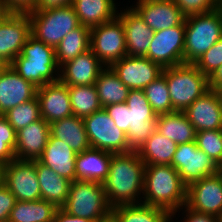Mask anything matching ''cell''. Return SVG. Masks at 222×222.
I'll return each mask as SVG.
<instances>
[{"instance_id":"cell-4","label":"cell","mask_w":222,"mask_h":222,"mask_svg":"<svg viewBox=\"0 0 222 222\" xmlns=\"http://www.w3.org/2000/svg\"><path fill=\"white\" fill-rule=\"evenodd\" d=\"M222 37V7L185 17L184 63L195 64Z\"/></svg>"},{"instance_id":"cell-9","label":"cell","mask_w":222,"mask_h":222,"mask_svg":"<svg viewBox=\"0 0 222 222\" xmlns=\"http://www.w3.org/2000/svg\"><path fill=\"white\" fill-rule=\"evenodd\" d=\"M90 49L105 67H110L126 56V38L122 21L116 17L91 28Z\"/></svg>"},{"instance_id":"cell-26","label":"cell","mask_w":222,"mask_h":222,"mask_svg":"<svg viewBox=\"0 0 222 222\" xmlns=\"http://www.w3.org/2000/svg\"><path fill=\"white\" fill-rule=\"evenodd\" d=\"M41 199L61 208L69 195L71 181L36 160Z\"/></svg>"},{"instance_id":"cell-28","label":"cell","mask_w":222,"mask_h":222,"mask_svg":"<svg viewBox=\"0 0 222 222\" xmlns=\"http://www.w3.org/2000/svg\"><path fill=\"white\" fill-rule=\"evenodd\" d=\"M50 134L69 145L75 153L90 148L83 118L70 116L50 124Z\"/></svg>"},{"instance_id":"cell-13","label":"cell","mask_w":222,"mask_h":222,"mask_svg":"<svg viewBox=\"0 0 222 222\" xmlns=\"http://www.w3.org/2000/svg\"><path fill=\"white\" fill-rule=\"evenodd\" d=\"M171 166L178 171L187 187L206 176L218 173L219 167L197 147L196 141L178 145Z\"/></svg>"},{"instance_id":"cell-50","label":"cell","mask_w":222,"mask_h":222,"mask_svg":"<svg viewBox=\"0 0 222 222\" xmlns=\"http://www.w3.org/2000/svg\"><path fill=\"white\" fill-rule=\"evenodd\" d=\"M218 173L221 175L222 177V163L219 165L218 167Z\"/></svg>"},{"instance_id":"cell-15","label":"cell","mask_w":222,"mask_h":222,"mask_svg":"<svg viewBox=\"0 0 222 222\" xmlns=\"http://www.w3.org/2000/svg\"><path fill=\"white\" fill-rule=\"evenodd\" d=\"M185 206L202 214L222 219V177L219 173L206 176L187 187Z\"/></svg>"},{"instance_id":"cell-40","label":"cell","mask_w":222,"mask_h":222,"mask_svg":"<svg viewBox=\"0 0 222 222\" xmlns=\"http://www.w3.org/2000/svg\"><path fill=\"white\" fill-rule=\"evenodd\" d=\"M222 64V37L194 64L209 77Z\"/></svg>"},{"instance_id":"cell-24","label":"cell","mask_w":222,"mask_h":222,"mask_svg":"<svg viewBox=\"0 0 222 222\" xmlns=\"http://www.w3.org/2000/svg\"><path fill=\"white\" fill-rule=\"evenodd\" d=\"M76 156L77 153L69 145L50 134L47 145L38 161L72 182L75 181Z\"/></svg>"},{"instance_id":"cell-18","label":"cell","mask_w":222,"mask_h":222,"mask_svg":"<svg viewBox=\"0 0 222 222\" xmlns=\"http://www.w3.org/2000/svg\"><path fill=\"white\" fill-rule=\"evenodd\" d=\"M41 118L49 124L73 116L67 85L60 80L37 88Z\"/></svg>"},{"instance_id":"cell-33","label":"cell","mask_w":222,"mask_h":222,"mask_svg":"<svg viewBox=\"0 0 222 222\" xmlns=\"http://www.w3.org/2000/svg\"><path fill=\"white\" fill-rule=\"evenodd\" d=\"M102 107L126 102L129 88L124 85L111 67H105L95 82Z\"/></svg>"},{"instance_id":"cell-7","label":"cell","mask_w":222,"mask_h":222,"mask_svg":"<svg viewBox=\"0 0 222 222\" xmlns=\"http://www.w3.org/2000/svg\"><path fill=\"white\" fill-rule=\"evenodd\" d=\"M31 35L54 48L64 36L80 26L72 5L47 10H30Z\"/></svg>"},{"instance_id":"cell-44","label":"cell","mask_w":222,"mask_h":222,"mask_svg":"<svg viewBox=\"0 0 222 222\" xmlns=\"http://www.w3.org/2000/svg\"><path fill=\"white\" fill-rule=\"evenodd\" d=\"M36 0H0L5 12H28L35 7Z\"/></svg>"},{"instance_id":"cell-45","label":"cell","mask_w":222,"mask_h":222,"mask_svg":"<svg viewBox=\"0 0 222 222\" xmlns=\"http://www.w3.org/2000/svg\"><path fill=\"white\" fill-rule=\"evenodd\" d=\"M183 208L184 210L186 209L184 211V213L186 212V217H184L185 220H183V222H222V219L216 216L194 212L186 206L182 207V209Z\"/></svg>"},{"instance_id":"cell-3","label":"cell","mask_w":222,"mask_h":222,"mask_svg":"<svg viewBox=\"0 0 222 222\" xmlns=\"http://www.w3.org/2000/svg\"><path fill=\"white\" fill-rule=\"evenodd\" d=\"M10 65L23 79L37 88L59 80L60 73L56 63L55 48L32 35L27 38L20 55Z\"/></svg>"},{"instance_id":"cell-36","label":"cell","mask_w":222,"mask_h":222,"mask_svg":"<svg viewBox=\"0 0 222 222\" xmlns=\"http://www.w3.org/2000/svg\"><path fill=\"white\" fill-rule=\"evenodd\" d=\"M143 90L149 104L157 115L174 112L166 77L163 74L148 84Z\"/></svg>"},{"instance_id":"cell-52","label":"cell","mask_w":222,"mask_h":222,"mask_svg":"<svg viewBox=\"0 0 222 222\" xmlns=\"http://www.w3.org/2000/svg\"><path fill=\"white\" fill-rule=\"evenodd\" d=\"M5 13V11L2 9L1 5H0V16Z\"/></svg>"},{"instance_id":"cell-42","label":"cell","mask_w":222,"mask_h":222,"mask_svg":"<svg viewBox=\"0 0 222 222\" xmlns=\"http://www.w3.org/2000/svg\"><path fill=\"white\" fill-rule=\"evenodd\" d=\"M104 108L111 119L115 122V126L127 134L129 131V108L127 104L125 102L118 103L107 105Z\"/></svg>"},{"instance_id":"cell-43","label":"cell","mask_w":222,"mask_h":222,"mask_svg":"<svg viewBox=\"0 0 222 222\" xmlns=\"http://www.w3.org/2000/svg\"><path fill=\"white\" fill-rule=\"evenodd\" d=\"M16 199L11 191L0 182V222L9 220L11 210L14 208Z\"/></svg>"},{"instance_id":"cell-35","label":"cell","mask_w":222,"mask_h":222,"mask_svg":"<svg viewBox=\"0 0 222 222\" xmlns=\"http://www.w3.org/2000/svg\"><path fill=\"white\" fill-rule=\"evenodd\" d=\"M74 116L84 118L102 109L95 85L67 86Z\"/></svg>"},{"instance_id":"cell-17","label":"cell","mask_w":222,"mask_h":222,"mask_svg":"<svg viewBox=\"0 0 222 222\" xmlns=\"http://www.w3.org/2000/svg\"><path fill=\"white\" fill-rule=\"evenodd\" d=\"M183 112L196 132L222 130V99L217 90L209 89Z\"/></svg>"},{"instance_id":"cell-8","label":"cell","mask_w":222,"mask_h":222,"mask_svg":"<svg viewBox=\"0 0 222 222\" xmlns=\"http://www.w3.org/2000/svg\"><path fill=\"white\" fill-rule=\"evenodd\" d=\"M87 138L91 148L108 151L113 154L127 153L129 146L126 134L115 126L105 108L83 118Z\"/></svg>"},{"instance_id":"cell-27","label":"cell","mask_w":222,"mask_h":222,"mask_svg":"<svg viewBox=\"0 0 222 222\" xmlns=\"http://www.w3.org/2000/svg\"><path fill=\"white\" fill-rule=\"evenodd\" d=\"M114 2L115 0H73L72 6L80 24L91 29L117 17Z\"/></svg>"},{"instance_id":"cell-54","label":"cell","mask_w":222,"mask_h":222,"mask_svg":"<svg viewBox=\"0 0 222 222\" xmlns=\"http://www.w3.org/2000/svg\"><path fill=\"white\" fill-rule=\"evenodd\" d=\"M1 169H2V166L0 165V182H1Z\"/></svg>"},{"instance_id":"cell-11","label":"cell","mask_w":222,"mask_h":222,"mask_svg":"<svg viewBox=\"0 0 222 222\" xmlns=\"http://www.w3.org/2000/svg\"><path fill=\"white\" fill-rule=\"evenodd\" d=\"M129 108V146L136 150L156 130L158 115L153 111L144 90H129L125 102Z\"/></svg>"},{"instance_id":"cell-30","label":"cell","mask_w":222,"mask_h":222,"mask_svg":"<svg viewBox=\"0 0 222 222\" xmlns=\"http://www.w3.org/2000/svg\"><path fill=\"white\" fill-rule=\"evenodd\" d=\"M156 130L177 145L195 141L196 131L184 112L160 114L157 117Z\"/></svg>"},{"instance_id":"cell-14","label":"cell","mask_w":222,"mask_h":222,"mask_svg":"<svg viewBox=\"0 0 222 222\" xmlns=\"http://www.w3.org/2000/svg\"><path fill=\"white\" fill-rule=\"evenodd\" d=\"M31 35L28 12H5L0 16V57L10 64Z\"/></svg>"},{"instance_id":"cell-5","label":"cell","mask_w":222,"mask_h":222,"mask_svg":"<svg viewBox=\"0 0 222 222\" xmlns=\"http://www.w3.org/2000/svg\"><path fill=\"white\" fill-rule=\"evenodd\" d=\"M61 209L69 215L95 222H106L111 216L103 185L95 181H72L69 195Z\"/></svg>"},{"instance_id":"cell-37","label":"cell","mask_w":222,"mask_h":222,"mask_svg":"<svg viewBox=\"0 0 222 222\" xmlns=\"http://www.w3.org/2000/svg\"><path fill=\"white\" fill-rule=\"evenodd\" d=\"M4 116L14 130L19 131L30 123L41 119L38 98L35 97L11 108Z\"/></svg>"},{"instance_id":"cell-1","label":"cell","mask_w":222,"mask_h":222,"mask_svg":"<svg viewBox=\"0 0 222 222\" xmlns=\"http://www.w3.org/2000/svg\"><path fill=\"white\" fill-rule=\"evenodd\" d=\"M145 163L136 150L112 154L108 176L102 182L111 208L142 203ZM140 200V201H139Z\"/></svg>"},{"instance_id":"cell-29","label":"cell","mask_w":222,"mask_h":222,"mask_svg":"<svg viewBox=\"0 0 222 222\" xmlns=\"http://www.w3.org/2000/svg\"><path fill=\"white\" fill-rule=\"evenodd\" d=\"M172 218L168 210L143 203L113 207L110 216L113 222H171Z\"/></svg>"},{"instance_id":"cell-47","label":"cell","mask_w":222,"mask_h":222,"mask_svg":"<svg viewBox=\"0 0 222 222\" xmlns=\"http://www.w3.org/2000/svg\"><path fill=\"white\" fill-rule=\"evenodd\" d=\"M53 222H95L89 219L80 218L78 216L69 215L61 208L56 210Z\"/></svg>"},{"instance_id":"cell-6","label":"cell","mask_w":222,"mask_h":222,"mask_svg":"<svg viewBox=\"0 0 222 222\" xmlns=\"http://www.w3.org/2000/svg\"><path fill=\"white\" fill-rule=\"evenodd\" d=\"M173 111L183 112L209 90L208 77L194 64L163 68Z\"/></svg>"},{"instance_id":"cell-2","label":"cell","mask_w":222,"mask_h":222,"mask_svg":"<svg viewBox=\"0 0 222 222\" xmlns=\"http://www.w3.org/2000/svg\"><path fill=\"white\" fill-rule=\"evenodd\" d=\"M143 204L168 210L172 217L186 204L187 186L171 165H145Z\"/></svg>"},{"instance_id":"cell-34","label":"cell","mask_w":222,"mask_h":222,"mask_svg":"<svg viewBox=\"0 0 222 222\" xmlns=\"http://www.w3.org/2000/svg\"><path fill=\"white\" fill-rule=\"evenodd\" d=\"M58 208L46 200L16 201L9 222H53Z\"/></svg>"},{"instance_id":"cell-19","label":"cell","mask_w":222,"mask_h":222,"mask_svg":"<svg viewBox=\"0 0 222 222\" xmlns=\"http://www.w3.org/2000/svg\"><path fill=\"white\" fill-rule=\"evenodd\" d=\"M104 68V64L89 49L59 68V80L67 86L94 85Z\"/></svg>"},{"instance_id":"cell-12","label":"cell","mask_w":222,"mask_h":222,"mask_svg":"<svg viewBox=\"0 0 222 222\" xmlns=\"http://www.w3.org/2000/svg\"><path fill=\"white\" fill-rule=\"evenodd\" d=\"M185 20L177 26L154 32L144 56L162 68L184 64Z\"/></svg>"},{"instance_id":"cell-22","label":"cell","mask_w":222,"mask_h":222,"mask_svg":"<svg viewBox=\"0 0 222 222\" xmlns=\"http://www.w3.org/2000/svg\"><path fill=\"white\" fill-rule=\"evenodd\" d=\"M15 159L38 160L50 136V124L43 118L16 132Z\"/></svg>"},{"instance_id":"cell-49","label":"cell","mask_w":222,"mask_h":222,"mask_svg":"<svg viewBox=\"0 0 222 222\" xmlns=\"http://www.w3.org/2000/svg\"><path fill=\"white\" fill-rule=\"evenodd\" d=\"M9 64L6 63L1 57H0V74L3 72V70L8 66Z\"/></svg>"},{"instance_id":"cell-51","label":"cell","mask_w":222,"mask_h":222,"mask_svg":"<svg viewBox=\"0 0 222 222\" xmlns=\"http://www.w3.org/2000/svg\"><path fill=\"white\" fill-rule=\"evenodd\" d=\"M138 2H150V1H159V0H137Z\"/></svg>"},{"instance_id":"cell-10","label":"cell","mask_w":222,"mask_h":222,"mask_svg":"<svg viewBox=\"0 0 222 222\" xmlns=\"http://www.w3.org/2000/svg\"><path fill=\"white\" fill-rule=\"evenodd\" d=\"M1 181L15 196L16 201L41 199L36 160H18L2 165Z\"/></svg>"},{"instance_id":"cell-38","label":"cell","mask_w":222,"mask_h":222,"mask_svg":"<svg viewBox=\"0 0 222 222\" xmlns=\"http://www.w3.org/2000/svg\"><path fill=\"white\" fill-rule=\"evenodd\" d=\"M197 147L207 154L218 166L222 163V130L196 132Z\"/></svg>"},{"instance_id":"cell-20","label":"cell","mask_w":222,"mask_h":222,"mask_svg":"<svg viewBox=\"0 0 222 222\" xmlns=\"http://www.w3.org/2000/svg\"><path fill=\"white\" fill-rule=\"evenodd\" d=\"M131 7L154 32L180 25L185 20L174 0L136 2Z\"/></svg>"},{"instance_id":"cell-23","label":"cell","mask_w":222,"mask_h":222,"mask_svg":"<svg viewBox=\"0 0 222 222\" xmlns=\"http://www.w3.org/2000/svg\"><path fill=\"white\" fill-rule=\"evenodd\" d=\"M123 11L118 13L117 17L124 26L127 55L144 57L151 44L154 31L145 24L131 6Z\"/></svg>"},{"instance_id":"cell-39","label":"cell","mask_w":222,"mask_h":222,"mask_svg":"<svg viewBox=\"0 0 222 222\" xmlns=\"http://www.w3.org/2000/svg\"><path fill=\"white\" fill-rule=\"evenodd\" d=\"M16 131L4 115H0V165L15 159Z\"/></svg>"},{"instance_id":"cell-16","label":"cell","mask_w":222,"mask_h":222,"mask_svg":"<svg viewBox=\"0 0 222 222\" xmlns=\"http://www.w3.org/2000/svg\"><path fill=\"white\" fill-rule=\"evenodd\" d=\"M110 67L130 90H143L163 71L159 64L146 57L128 55L114 62Z\"/></svg>"},{"instance_id":"cell-31","label":"cell","mask_w":222,"mask_h":222,"mask_svg":"<svg viewBox=\"0 0 222 222\" xmlns=\"http://www.w3.org/2000/svg\"><path fill=\"white\" fill-rule=\"evenodd\" d=\"M178 145L155 130L136 151L145 165H171Z\"/></svg>"},{"instance_id":"cell-41","label":"cell","mask_w":222,"mask_h":222,"mask_svg":"<svg viewBox=\"0 0 222 222\" xmlns=\"http://www.w3.org/2000/svg\"><path fill=\"white\" fill-rule=\"evenodd\" d=\"M174 2L185 17L207 13L222 7V0H174Z\"/></svg>"},{"instance_id":"cell-48","label":"cell","mask_w":222,"mask_h":222,"mask_svg":"<svg viewBox=\"0 0 222 222\" xmlns=\"http://www.w3.org/2000/svg\"><path fill=\"white\" fill-rule=\"evenodd\" d=\"M209 89L219 90L222 87V64L208 77Z\"/></svg>"},{"instance_id":"cell-53","label":"cell","mask_w":222,"mask_h":222,"mask_svg":"<svg viewBox=\"0 0 222 222\" xmlns=\"http://www.w3.org/2000/svg\"><path fill=\"white\" fill-rule=\"evenodd\" d=\"M219 94H220V97L222 99V87L218 90Z\"/></svg>"},{"instance_id":"cell-21","label":"cell","mask_w":222,"mask_h":222,"mask_svg":"<svg viewBox=\"0 0 222 222\" xmlns=\"http://www.w3.org/2000/svg\"><path fill=\"white\" fill-rule=\"evenodd\" d=\"M37 87L23 79L9 64L0 74V115L36 97Z\"/></svg>"},{"instance_id":"cell-32","label":"cell","mask_w":222,"mask_h":222,"mask_svg":"<svg viewBox=\"0 0 222 222\" xmlns=\"http://www.w3.org/2000/svg\"><path fill=\"white\" fill-rule=\"evenodd\" d=\"M90 49V28L80 25L64 36L55 48L57 66L73 60Z\"/></svg>"},{"instance_id":"cell-25","label":"cell","mask_w":222,"mask_h":222,"mask_svg":"<svg viewBox=\"0 0 222 222\" xmlns=\"http://www.w3.org/2000/svg\"><path fill=\"white\" fill-rule=\"evenodd\" d=\"M112 154L91 147L78 153L75 160V180L102 183L108 176Z\"/></svg>"},{"instance_id":"cell-46","label":"cell","mask_w":222,"mask_h":222,"mask_svg":"<svg viewBox=\"0 0 222 222\" xmlns=\"http://www.w3.org/2000/svg\"><path fill=\"white\" fill-rule=\"evenodd\" d=\"M73 0H36L32 10H47L72 5Z\"/></svg>"}]
</instances>
